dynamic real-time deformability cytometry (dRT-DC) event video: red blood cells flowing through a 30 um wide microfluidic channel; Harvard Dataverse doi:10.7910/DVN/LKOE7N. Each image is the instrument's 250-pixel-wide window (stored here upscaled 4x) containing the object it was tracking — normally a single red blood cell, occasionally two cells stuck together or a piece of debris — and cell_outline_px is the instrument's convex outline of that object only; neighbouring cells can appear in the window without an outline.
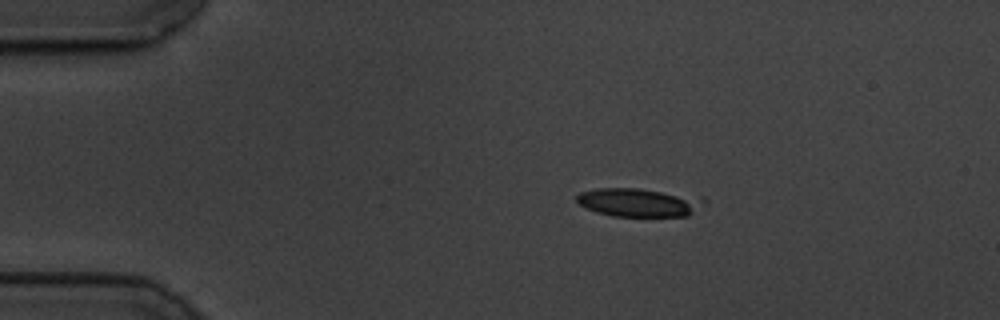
{"species": "common noctule bat (a hibernating species)", "species_latin": "Nyctalus noctula", "temperature_condition": "cold", "stored_images_in_passage": 5, "camera_frame_rate_fps": 3000, "um_per_image_px": 0.085, "animal": {"sex": "male", "body_mass_g": 19.5, "forearm_length_mm": 54.6}, "frame": {"image": 1, "passage_image": 1, "time_ms": 0.0, "image_size_px": [1000, 320], "cell_outline_px": [[708, 204], [688, 216], [612, 216], [596, 212], [584, 208], [576, 200], [576, 196], [580, 192], [596, 188], [636, 188], [704, 196], [708, 200]], "centroid_in_image_um": [54.4, 17.2], "position_along_channel_um": 30.6, "area_um2": 21.73}}